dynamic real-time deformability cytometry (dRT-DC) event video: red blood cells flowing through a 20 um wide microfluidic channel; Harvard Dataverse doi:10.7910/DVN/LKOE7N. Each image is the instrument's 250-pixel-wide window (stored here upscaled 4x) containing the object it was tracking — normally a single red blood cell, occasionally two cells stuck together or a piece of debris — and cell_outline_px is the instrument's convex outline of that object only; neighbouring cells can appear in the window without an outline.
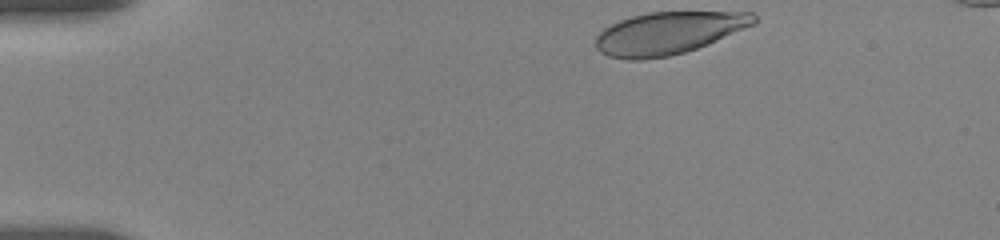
{"species": "human", "species_latin": "Homo sapiens", "temperature_condition": "room temperature", "stored_images_in_passage": 29, "camera_frame_rate_fps": 3000, "um_per_image_px": 0.085, "donor": {"sex": "female"}, "frame": {"image": 1, "passage_image": 1, "time_ms": 0.0, "image_size_px": [1000, 240], "cell_outline_px": [[756, 24], [708, 44], [684, 52], [668, 56], [640, 60], [628, 60], [608, 56], [600, 52], [596, 48], [596, 36], [604, 28], [620, 20], [632, 16], [648, 12], [752, 12], [756, 16]], "centroid_in_image_um": [56.81, 2.81], "position_along_channel_um": 28.2, "area_um2": 39.02}}
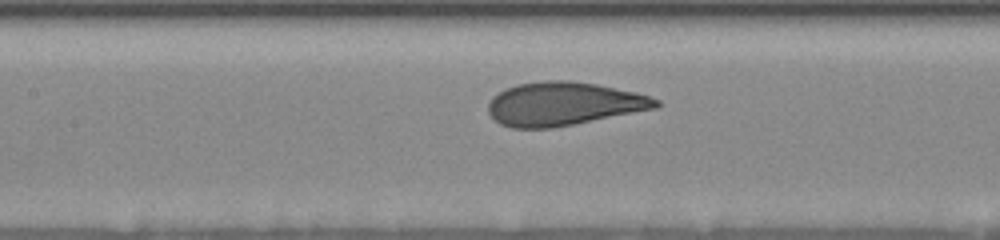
{"frame": {"image": 2, "passage_image": 17, "time_ms": 5.667, "image_size_px": [1000, 240], "cell_outline_px": [[660, 104], [656, 108], [552, 128], [512, 128], [500, 124], [488, 112], [488, 104], [492, 96], [504, 88], [516, 84], [544, 80], [568, 80], [596, 84], [636, 92], [660, 100]], "centroid_in_image_um": [47.86, 8.81], "position_along_channel_um": 159.5, "area_um2": 42.43}}
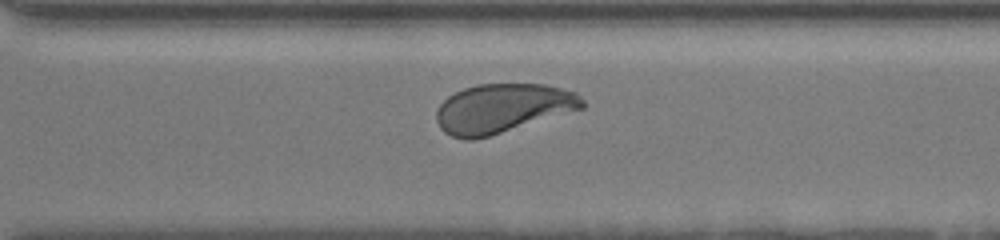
{"frame": {"image": 3, "passage_image": 29, "time_ms": 10.333, "image_size_px": [1000, 240], "cell_outline_px": [[584, 108], [488, 136], [472, 140], [464, 140], [452, 136], [444, 132], [440, 128], [436, 120], [436, 112], [440, 104], [448, 96], [464, 88], [476, 84], [544, 84], [576, 92], [584, 100]], "centroid_in_image_um": [42.7, 9.2], "position_along_channel_um": 327.9, "area_um2": 41.56}}